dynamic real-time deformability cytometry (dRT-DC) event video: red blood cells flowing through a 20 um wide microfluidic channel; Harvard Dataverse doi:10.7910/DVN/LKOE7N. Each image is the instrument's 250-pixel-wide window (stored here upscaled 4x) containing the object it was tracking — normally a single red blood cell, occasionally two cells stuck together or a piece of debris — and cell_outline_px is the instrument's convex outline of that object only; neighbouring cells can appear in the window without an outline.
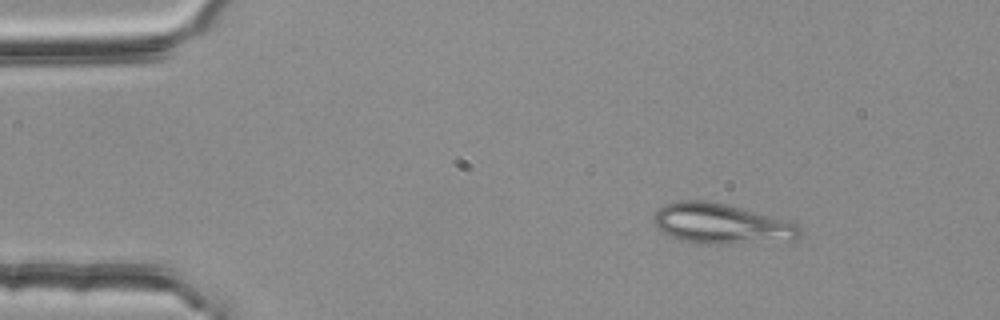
{"species": "common noctule bat (a hibernating species)", "species_latin": "Nyctalus noctula", "temperature_condition": "room temperature", "stored_images_in_passage": 46, "camera_frame_rate_fps": 3000, "um_per_image_px": 0.085, "animal": {"sex": "female", "body_mass_g": 25.1}, "frame": {"image": 1, "passage_image": 1, "time_ms": 0.0, "image_size_px": [1000, 320], "cell_outline_px": [[800, 236], [792, 240], [728, 244], [708, 244], [680, 240], [668, 236], [656, 228], [652, 220], [656, 212], [664, 204], [680, 200], [704, 200], [724, 204], [796, 224], [800, 228]], "centroid_in_image_um": [61.21, 19.03], "position_along_channel_um": 23.8, "area_um2": 33.76}}
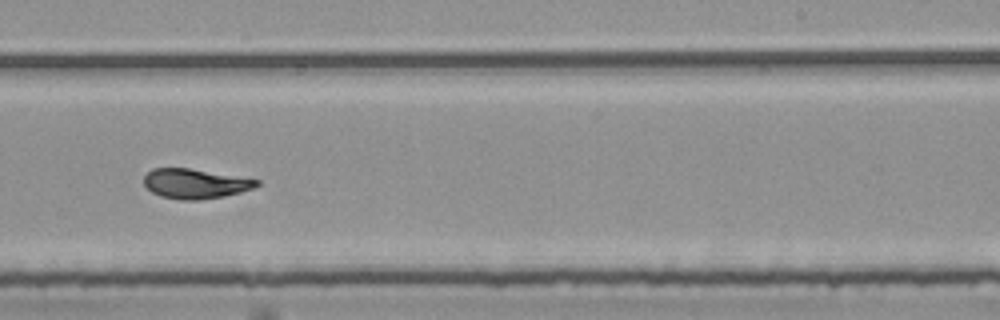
{"frame": {"image": 2, "passage_image": 27, "time_ms": 8.667, "image_size_px": [1000, 320], "cell_outline_px": [[260, 184], [252, 188], [240, 192], [224, 196], [200, 200], [180, 200], [160, 196], [152, 192], [144, 184], [144, 176], [152, 168], [188, 168], [260, 180]], "centroid_in_image_um": [16.57, 15.62], "position_along_channel_um": 272.4, "area_um2": 19.42}}
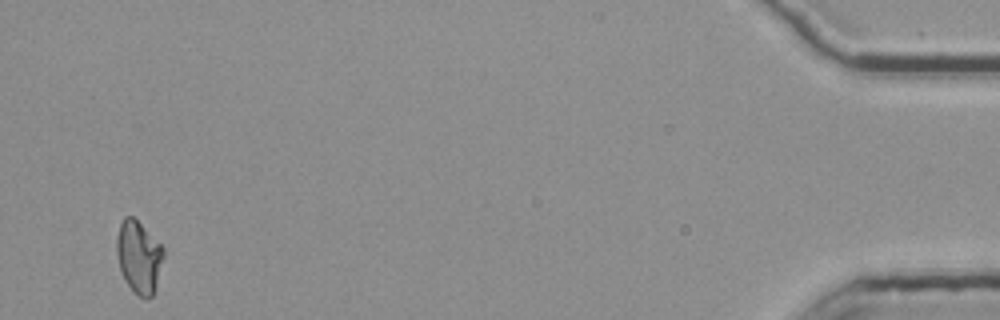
{"frame": {"image": 3, "passage_image": 46, "time_ms": 15.0, "image_size_px": [1000, 320], "cell_outline_px": [[164, 256], [152, 296], [144, 300], [136, 296], [124, 280], [120, 272], [116, 252], [116, 236], [120, 224], [124, 216], [132, 216], [164, 248]], "centroid_in_image_um": [11.77, 21.87], "position_along_channel_um": 423.4, "area_um2": 19.77}, "authors_computed_cell_mechanics": {"area_um2": 20.1722, "velocity_mm_per_s": 3.7645, "shape_relaxation_time_tau1_ms": 7.3294, "shape_relaxation_time_tau2_ms": 0.9589, "deformation_change_tau1": 0.2225, "deformation_change_tau2": 0.0749}}